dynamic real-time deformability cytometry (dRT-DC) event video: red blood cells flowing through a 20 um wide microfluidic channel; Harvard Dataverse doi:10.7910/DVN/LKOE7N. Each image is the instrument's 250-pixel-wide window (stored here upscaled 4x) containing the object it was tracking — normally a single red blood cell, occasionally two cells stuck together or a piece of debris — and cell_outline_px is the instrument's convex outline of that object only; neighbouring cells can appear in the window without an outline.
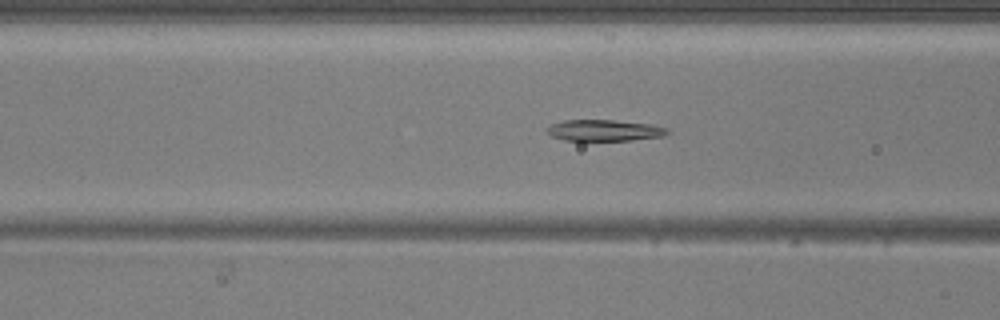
{"species": "common noctule bat (a hibernating species)", "species_latin": "Nyctalus noctula", "temperature_condition": "warm", "stored_images_in_passage": 48, "camera_frame_rate_fps": 3000, "um_per_image_px": 0.085, "animal": {"sex": "male", "body_mass_g": 20.5, "forearm_length_mm": 52.5}, "frame": {"image": 1, "passage_image": 19, "time_ms": 6.0, "image_size_px": [1000, 320], "cell_outline_px": [[672, 132], [664, 136], [632, 140], [564, 140], [552, 136], [544, 132], [544, 128], [552, 124], [564, 120], [612, 120], [652, 124], [668, 128]], "centroid_in_image_um": [51.37, 11.08], "position_along_channel_um": 115.2, "area_um2": 15.09}}
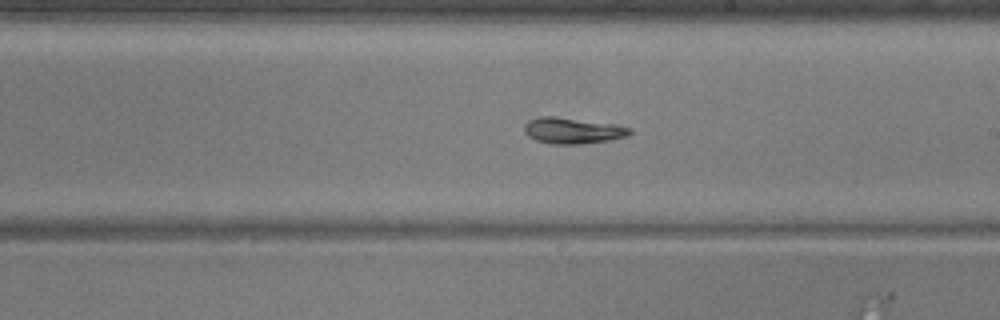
{"frame": {"image": 2, "passage_image": 28, "time_ms": 9.0, "image_size_px": [1000, 320], "cell_outline_px": [[632, 132], [628, 136], [612, 140], [584, 144], [552, 144], [536, 140], [528, 136], [524, 132], [524, 124], [528, 120], [540, 116], [556, 116], [616, 124], [632, 128]], "centroid_in_image_um": [48.7, 11.1], "position_along_channel_um": 240.3, "area_um2": 16.36}}
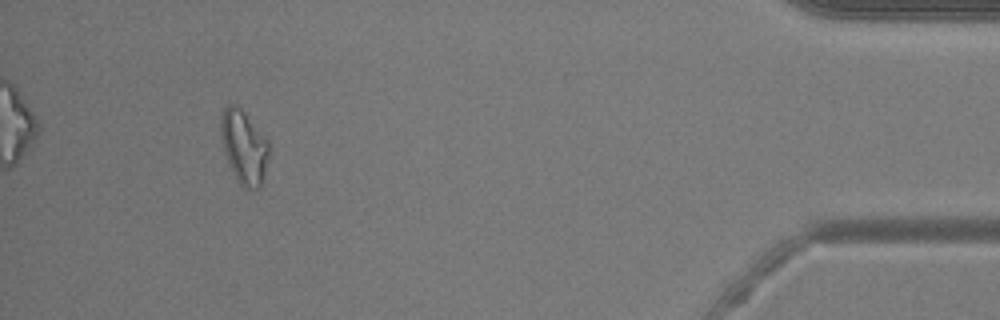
{"frame": {"image": 3, "passage_image": 45, "time_ms": 14.667, "image_size_px": [1000, 320], "cell_outline_px": [[268, 156], [260, 188], [244, 188], [236, 180], [228, 164], [224, 152], [220, 136], [220, 116], [224, 108], [228, 104], [236, 104], [244, 112], [268, 140]], "centroid_in_image_um": [20.69, 12.47], "position_along_channel_um": 414.5, "area_um2": 20.58}, "authors_computed_cell_mechanics": {"area_um2": 16.5597, "velocity_mm_per_s": 4.1632, "shape_relaxation_time_tau1_ms": 5.3683, "shape_relaxation_time_tau2_ms": 5.7813, "deformation_change_tau1": 0.2256, "deformation_change_tau2": 0.1611}}